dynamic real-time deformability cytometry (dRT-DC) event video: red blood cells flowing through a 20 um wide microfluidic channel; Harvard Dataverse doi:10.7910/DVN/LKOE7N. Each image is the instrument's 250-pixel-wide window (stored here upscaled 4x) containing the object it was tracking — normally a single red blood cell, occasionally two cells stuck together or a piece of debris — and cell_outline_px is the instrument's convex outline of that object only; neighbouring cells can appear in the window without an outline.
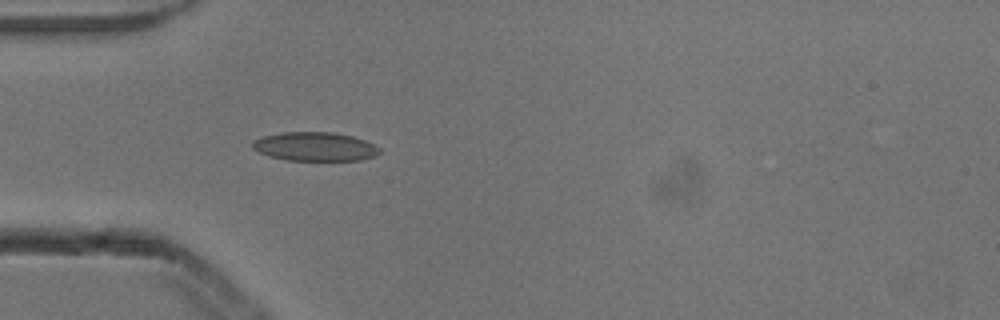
{"species": "common noctule bat (a hibernating species)", "species_latin": "Nyctalus noctula", "temperature_condition": "cold", "stored_images_in_passage": 4, "camera_frame_rate_fps": 3000, "um_per_image_px": 0.085, "animal": {"sex": "male", "body_mass_g": 13.3}, "frame": {"image": 1, "passage_image": 4, "time_ms": 1.0, "image_size_px": [1000, 320], "cell_outline_px": [[380, 152], [372, 156], [360, 160], [284, 160], [268, 156], [252, 148], [252, 140], [264, 136], [284, 132], [332, 132], [352, 136], [364, 140], [380, 148]], "centroid_in_image_um": [26.73, 12.46], "position_along_channel_um": 58.3, "area_um2": 21.21}}